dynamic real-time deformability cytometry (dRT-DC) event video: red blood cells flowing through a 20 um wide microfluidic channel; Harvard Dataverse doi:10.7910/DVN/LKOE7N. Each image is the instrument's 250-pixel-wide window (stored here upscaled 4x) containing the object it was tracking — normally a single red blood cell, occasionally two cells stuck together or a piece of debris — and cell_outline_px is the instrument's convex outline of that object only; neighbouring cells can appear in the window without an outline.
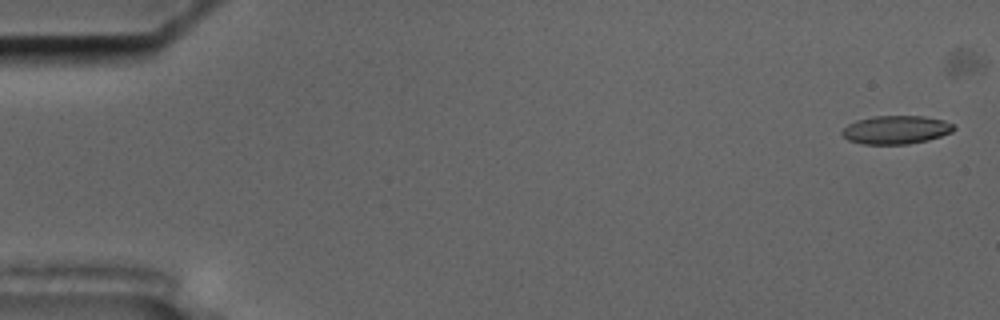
{"species": "common noctule bat (a hibernating species)", "species_latin": "Nyctalus noctula", "temperature_condition": "cold", "stored_images_in_passage": 53, "camera_frame_rate_fps": 3000, "um_per_image_px": 0.085, "animal": {"sex": "male", "body_mass_g": 17.5, "forearm_length_mm": 52.3}, "frame": {"image": 1, "passage_image": 2, "time_ms": 0.333, "image_size_px": [1000, 320], "cell_outline_px": [[956, 128], [952, 132], [928, 140], [908, 144], [864, 144], [848, 140], [840, 132], [848, 124], [856, 120], [872, 116], [924, 116], [944, 120], [952, 124]], "centroid_in_image_um": [76.16, 11.03], "position_along_channel_um": 8.8, "area_um2": 18.5}}
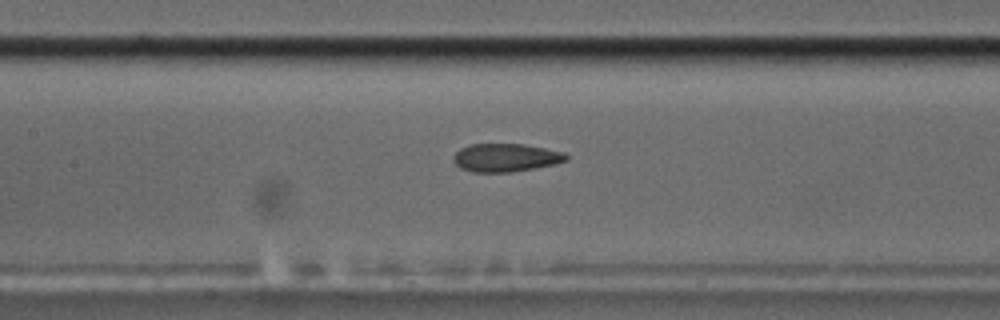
{"frame": {"image": 2, "passage_image": 27, "time_ms": 8.667, "image_size_px": [1000, 320], "cell_outline_px": [[568, 160], [552, 164], [532, 168], [508, 172], [472, 172], [460, 168], [452, 160], [452, 156], [460, 148], [468, 144], [524, 144], [564, 152], [568, 156]], "centroid_in_image_um": [42.93, 13.39], "position_along_channel_um": 164.5, "area_um2": 18.44}}
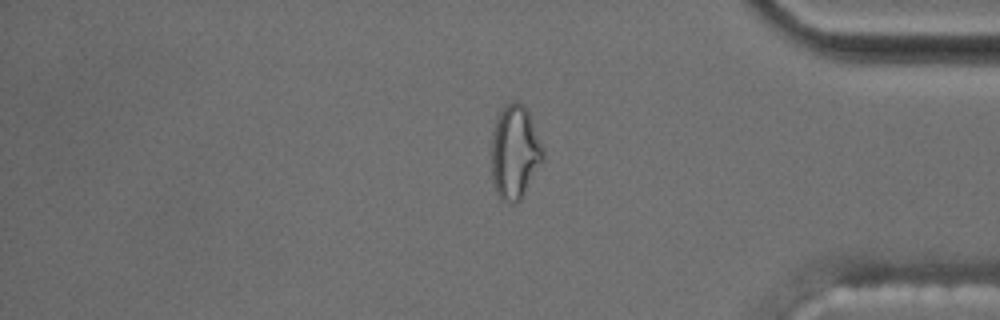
{"frame": {"image": 3, "passage_image": 48, "time_ms": 15.667, "image_size_px": [1000, 320], "cell_outline_px": [[544, 160], [520, 200], [512, 204], [500, 200], [496, 192], [492, 180], [492, 132], [496, 116], [500, 108], [504, 104], [512, 100], [516, 100], [524, 104], [528, 112], [544, 152]], "centroid_in_image_um": [43.73, 12.91], "position_along_channel_um": 391.5, "area_um2": 28.5}}